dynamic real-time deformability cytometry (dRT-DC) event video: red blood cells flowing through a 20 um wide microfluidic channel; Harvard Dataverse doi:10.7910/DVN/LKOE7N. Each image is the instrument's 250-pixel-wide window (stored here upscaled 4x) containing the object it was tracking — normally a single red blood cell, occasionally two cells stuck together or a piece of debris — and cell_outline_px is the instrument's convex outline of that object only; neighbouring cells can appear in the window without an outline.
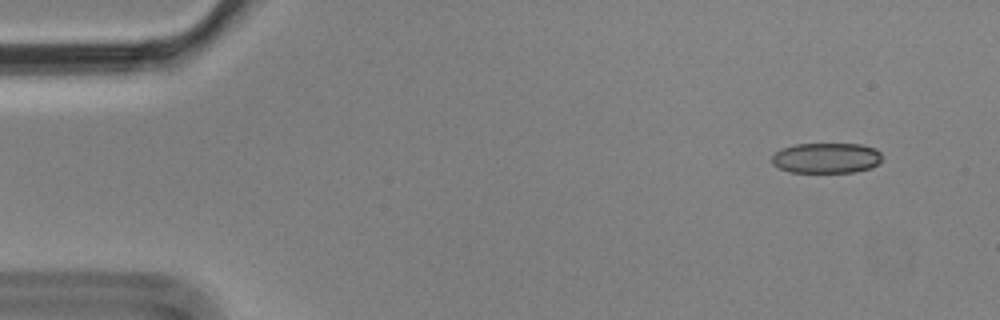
{"species": "Egyptian fruit bat (a non-hibernating species)", "species_latin": "Rousettus aegyptiacus", "temperature_condition": "cold", "stored_images_in_passage": 9, "camera_frame_rate_fps": 3000, "um_per_image_px": 0.085, "animal": {"sex": "male"}, "frame": {"image": 1, "passage_image": 1, "time_ms": 0.0, "image_size_px": [1000, 320], "cell_outline_px": [[880, 164], [872, 168], [852, 172], [788, 172], [772, 164], [772, 156], [780, 148], [796, 144], [860, 144], [876, 148], [880, 152]], "centroid_in_image_um": [70.24, 13.43], "position_along_channel_um": 14.8, "area_um2": 19.65}}
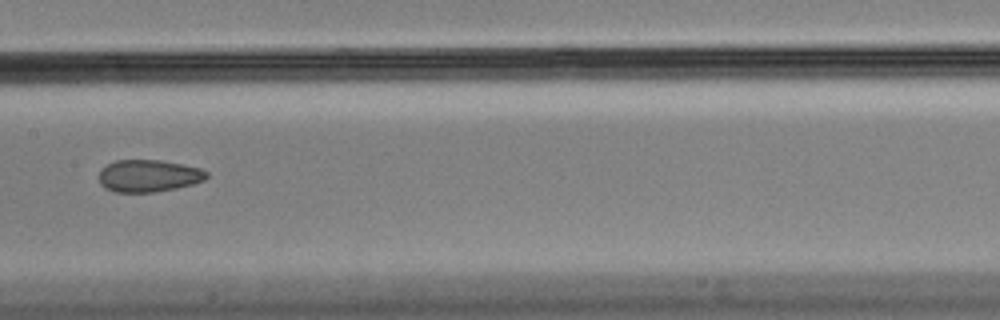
{"frame": {"image": 2, "passage_image": 8, "time_ms": 2.333, "image_size_px": [1000, 320], "cell_outline_px": [[208, 176], [204, 180], [192, 184], [176, 188], [152, 192], [116, 192], [104, 188], [100, 184], [100, 168], [116, 160], [160, 160], [200, 168], [208, 172]], "centroid_in_image_um": [12.61, 14.94], "position_along_channel_um": 194.8, "area_um2": 20.11}}
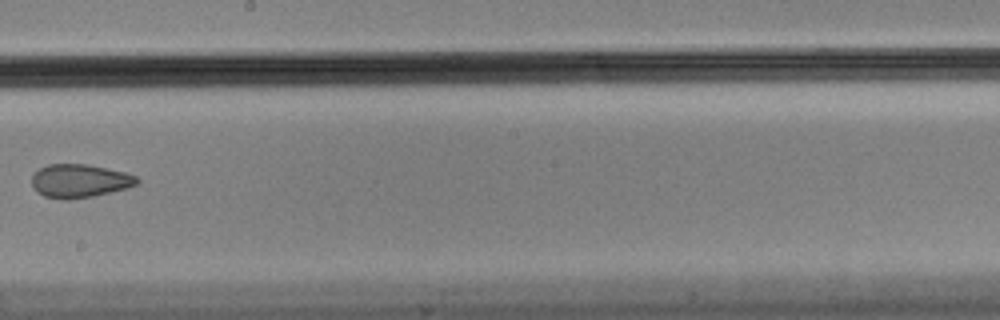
{"frame": {"image": 3, "passage_image": 9, "time_ms": 2.667, "image_size_px": [1000, 320], "cell_outline_px": [[140, 180], [136, 184], [128, 188], [92, 196], [68, 200], [64, 200], [44, 196], [36, 192], [32, 184], [32, 176], [40, 168], [48, 164], [88, 164], [124, 172], [136, 176]], "centroid_in_image_um": [6.75, 15.38], "position_along_channel_um": 241.4, "area_um2": 20.46}}